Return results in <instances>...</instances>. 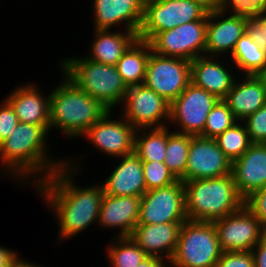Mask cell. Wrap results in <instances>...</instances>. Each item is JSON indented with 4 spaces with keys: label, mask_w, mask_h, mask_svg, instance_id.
<instances>
[{
    "label": "cell",
    "mask_w": 266,
    "mask_h": 267,
    "mask_svg": "<svg viewBox=\"0 0 266 267\" xmlns=\"http://www.w3.org/2000/svg\"><path fill=\"white\" fill-rule=\"evenodd\" d=\"M183 181L146 191L141 197L137 224H161L187 221Z\"/></svg>",
    "instance_id": "obj_12"
},
{
    "label": "cell",
    "mask_w": 266,
    "mask_h": 267,
    "mask_svg": "<svg viewBox=\"0 0 266 267\" xmlns=\"http://www.w3.org/2000/svg\"><path fill=\"white\" fill-rule=\"evenodd\" d=\"M247 33L257 45L266 48V12L253 14L247 19Z\"/></svg>",
    "instance_id": "obj_37"
},
{
    "label": "cell",
    "mask_w": 266,
    "mask_h": 267,
    "mask_svg": "<svg viewBox=\"0 0 266 267\" xmlns=\"http://www.w3.org/2000/svg\"><path fill=\"white\" fill-rule=\"evenodd\" d=\"M144 82L171 104L191 82V61L151 51Z\"/></svg>",
    "instance_id": "obj_9"
},
{
    "label": "cell",
    "mask_w": 266,
    "mask_h": 267,
    "mask_svg": "<svg viewBox=\"0 0 266 267\" xmlns=\"http://www.w3.org/2000/svg\"><path fill=\"white\" fill-rule=\"evenodd\" d=\"M192 135L171 132L167 127V146L164 163L177 179L185 176Z\"/></svg>",
    "instance_id": "obj_29"
},
{
    "label": "cell",
    "mask_w": 266,
    "mask_h": 267,
    "mask_svg": "<svg viewBox=\"0 0 266 267\" xmlns=\"http://www.w3.org/2000/svg\"><path fill=\"white\" fill-rule=\"evenodd\" d=\"M110 110L93 124L84 134L93 146L110 157H122L134 152L136 129L123 118L111 119ZM123 118V119H122Z\"/></svg>",
    "instance_id": "obj_16"
},
{
    "label": "cell",
    "mask_w": 266,
    "mask_h": 267,
    "mask_svg": "<svg viewBox=\"0 0 266 267\" xmlns=\"http://www.w3.org/2000/svg\"><path fill=\"white\" fill-rule=\"evenodd\" d=\"M12 267H41L36 264H32L31 262H27L26 260H23L19 258Z\"/></svg>",
    "instance_id": "obj_44"
},
{
    "label": "cell",
    "mask_w": 266,
    "mask_h": 267,
    "mask_svg": "<svg viewBox=\"0 0 266 267\" xmlns=\"http://www.w3.org/2000/svg\"><path fill=\"white\" fill-rule=\"evenodd\" d=\"M207 22L195 20L158 33L150 41L152 51L161 56L190 61L205 56Z\"/></svg>",
    "instance_id": "obj_11"
},
{
    "label": "cell",
    "mask_w": 266,
    "mask_h": 267,
    "mask_svg": "<svg viewBox=\"0 0 266 267\" xmlns=\"http://www.w3.org/2000/svg\"><path fill=\"white\" fill-rule=\"evenodd\" d=\"M56 87L50 92V129L56 127L69 138L84 136L108 111L65 76Z\"/></svg>",
    "instance_id": "obj_4"
},
{
    "label": "cell",
    "mask_w": 266,
    "mask_h": 267,
    "mask_svg": "<svg viewBox=\"0 0 266 267\" xmlns=\"http://www.w3.org/2000/svg\"><path fill=\"white\" fill-rule=\"evenodd\" d=\"M113 241L107 250L108 261L112 267H137L148 257L131 237H117L115 235Z\"/></svg>",
    "instance_id": "obj_30"
},
{
    "label": "cell",
    "mask_w": 266,
    "mask_h": 267,
    "mask_svg": "<svg viewBox=\"0 0 266 267\" xmlns=\"http://www.w3.org/2000/svg\"><path fill=\"white\" fill-rule=\"evenodd\" d=\"M237 122L238 120L234 117L228 105L223 100H219L209 112L201 136L215 139Z\"/></svg>",
    "instance_id": "obj_32"
},
{
    "label": "cell",
    "mask_w": 266,
    "mask_h": 267,
    "mask_svg": "<svg viewBox=\"0 0 266 267\" xmlns=\"http://www.w3.org/2000/svg\"><path fill=\"white\" fill-rule=\"evenodd\" d=\"M228 7L253 15L266 12V0H228Z\"/></svg>",
    "instance_id": "obj_39"
},
{
    "label": "cell",
    "mask_w": 266,
    "mask_h": 267,
    "mask_svg": "<svg viewBox=\"0 0 266 267\" xmlns=\"http://www.w3.org/2000/svg\"><path fill=\"white\" fill-rule=\"evenodd\" d=\"M241 123L238 121L215 138L218 147L231 162L240 158L252 144L244 123Z\"/></svg>",
    "instance_id": "obj_31"
},
{
    "label": "cell",
    "mask_w": 266,
    "mask_h": 267,
    "mask_svg": "<svg viewBox=\"0 0 266 267\" xmlns=\"http://www.w3.org/2000/svg\"><path fill=\"white\" fill-rule=\"evenodd\" d=\"M237 82L236 79L223 101L234 117L243 121L266 104V85L257 75H245L242 82Z\"/></svg>",
    "instance_id": "obj_24"
},
{
    "label": "cell",
    "mask_w": 266,
    "mask_h": 267,
    "mask_svg": "<svg viewBox=\"0 0 266 267\" xmlns=\"http://www.w3.org/2000/svg\"><path fill=\"white\" fill-rule=\"evenodd\" d=\"M119 158L122 159L120 163L102 183L104 194L142 197L147 191L142 160L134 152Z\"/></svg>",
    "instance_id": "obj_21"
},
{
    "label": "cell",
    "mask_w": 266,
    "mask_h": 267,
    "mask_svg": "<svg viewBox=\"0 0 266 267\" xmlns=\"http://www.w3.org/2000/svg\"><path fill=\"white\" fill-rule=\"evenodd\" d=\"M95 36L91 44V54L86 58L103 63L106 65L116 66L123 53L138 38L135 32L125 30V32H109V29H95Z\"/></svg>",
    "instance_id": "obj_25"
},
{
    "label": "cell",
    "mask_w": 266,
    "mask_h": 267,
    "mask_svg": "<svg viewBox=\"0 0 266 267\" xmlns=\"http://www.w3.org/2000/svg\"><path fill=\"white\" fill-rule=\"evenodd\" d=\"M151 51L150 42L137 38L123 53L116 64V68L125 84L145 80L146 67Z\"/></svg>",
    "instance_id": "obj_26"
},
{
    "label": "cell",
    "mask_w": 266,
    "mask_h": 267,
    "mask_svg": "<svg viewBox=\"0 0 266 267\" xmlns=\"http://www.w3.org/2000/svg\"><path fill=\"white\" fill-rule=\"evenodd\" d=\"M69 161L48 178L35 184L48 207L56 214L60 241L72 238L98 221L104 189L101 184L78 187L73 179L78 164ZM73 165V166H72ZM73 168V169H72ZM74 174V175H73ZM73 176V178H72Z\"/></svg>",
    "instance_id": "obj_1"
},
{
    "label": "cell",
    "mask_w": 266,
    "mask_h": 267,
    "mask_svg": "<svg viewBox=\"0 0 266 267\" xmlns=\"http://www.w3.org/2000/svg\"><path fill=\"white\" fill-rule=\"evenodd\" d=\"M231 57L241 74L257 75L266 62V48L257 45L246 32L237 41Z\"/></svg>",
    "instance_id": "obj_28"
},
{
    "label": "cell",
    "mask_w": 266,
    "mask_h": 267,
    "mask_svg": "<svg viewBox=\"0 0 266 267\" xmlns=\"http://www.w3.org/2000/svg\"><path fill=\"white\" fill-rule=\"evenodd\" d=\"M182 224H137L130 237L148 256L160 257L169 262L178 244Z\"/></svg>",
    "instance_id": "obj_20"
},
{
    "label": "cell",
    "mask_w": 266,
    "mask_h": 267,
    "mask_svg": "<svg viewBox=\"0 0 266 267\" xmlns=\"http://www.w3.org/2000/svg\"><path fill=\"white\" fill-rule=\"evenodd\" d=\"M0 107V144L8 138L12 131L16 128L19 120L11 107L5 100Z\"/></svg>",
    "instance_id": "obj_38"
},
{
    "label": "cell",
    "mask_w": 266,
    "mask_h": 267,
    "mask_svg": "<svg viewBox=\"0 0 266 267\" xmlns=\"http://www.w3.org/2000/svg\"><path fill=\"white\" fill-rule=\"evenodd\" d=\"M232 162L218 147L215 139L192 136L183 182L222 177L231 174Z\"/></svg>",
    "instance_id": "obj_15"
},
{
    "label": "cell",
    "mask_w": 266,
    "mask_h": 267,
    "mask_svg": "<svg viewBox=\"0 0 266 267\" xmlns=\"http://www.w3.org/2000/svg\"><path fill=\"white\" fill-rule=\"evenodd\" d=\"M228 10L231 14L226 16ZM250 16L229 7L208 13L205 56L215 57L216 55L217 57L228 51L232 54L237 41L247 32V19Z\"/></svg>",
    "instance_id": "obj_14"
},
{
    "label": "cell",
    "mask_w": 266,
    "mask_h": 267,
    "mask_svg": "<svg viewBox=\"0 0 266 267\" xmlns=\"http://www.w3.org/2000/svg\"><path fill=\"white\" fill-rule=\"evenodd\" d=\"M137 1L141 5V7L145 9L148 5L154 4L155 2H158L160 0H137Z\"/></svg>",
    "instance_id": "obj_45"
},
{
    "label": "cell",
    "mask_w": 266,
    "mask_h": 267,
    "mask_svg": "<svg viewBox=\"0 0 266 267\" xmlns=\"http://www.w3.org/2000/svg\"><path fill=\"white\" fill-rule=\"evenodd\" d=\"M255 260V267H266V235L251 251Z\"/></svg>",
    "instance_id": "obj_40"
},
{
    "label": "cell",
    "mask_w": 266,
    "mask_h": 267,
    "mask_svg": "<svg viewBox=\"0 0 266 267\" xmlns=\"http://www.w3.org/2000/svg\"><path fill=\"white\" fill-rule=\"evenodd\" d=\"M251 143L266 144V104L242 121Z\"/></svg>",
    "instance_id": "obj_34"
},
{
    "label": "cell",
    "mask_w": 266,
    "mask_h": 267,
    "mask_svg": "<svg viewBox=\"0 0 266 267\" xmlns=\"http://www.w3.org/2000/svg\"><path fill=\"white\" fill-rule=\"evenodd\" d=\"M208 13L219 11L228 7V0H193Z\"/></svg>",
    "instance_id": "obj_42"
},
{
    "label": "cell",
    "mask_w": 266,
    "mask_h": 267,
    "mask_svg": "<svg viewBox=\"0 0 266 267\" xmlns=\"http://www.w3.org/2000/svg\"><path fill=\"white\" fill-rule=\"evenodd\" d=\"M165 262L168 264L165 259L155 256H148L137 267H166L167 264Z\"/></svg>",
    "instance_id": "obj_43"
},
{
    "label": "cell",
    "mask_w": 266,
    "mask_h": 267,
    "mask_svg": "<svg viewBox=\"0 0 266 267\" xmlns=\"http://www.w3.org/2000/svg\"><path fill=\"white\" fill-rule=\"evenodd\" d=\"M188 220L214 222L244 206L232 174L183 182Z\"/></svg>",
    "instance_id": "obj_3"
},
{
    "label": "cell",
    "mask_w": 266,
    "mask_h": 267,
    "mask_svg": "<svg viewBox=\"0 0 266 267\" xmlns=\"http://www.w3.org/2000/svg\"><path fill=\"white\" fill-rule=\"evenodd\" d=\"M139 131H141L142 133L139 134ZM166 146L167 126L162 128L136 129L134 138V153L142 161L164 162L166 155Z\"/></svg>",
    "instance_id": "obj_27"
},
{
    "label": "cell",
    "mask_w": 266,
    "mask_h": 267,
    "mask_svg": "<svg viewBox=\"0 0 266 267\" xmlns=\"http://www.w3.org/2000/svg\"><path fill=\"white\" fill-rule=\"evenodd\" d=\"M257 76L265 83L266 85V62L264 64V67L261 69V71L257 74Z\"/></svg>",
    "instance_id": "obj_46"
},
{
    "label": "cell",
    "mask_w": 266,
    "mask_h": 267,
    "mask_svg": "<svg viewBox=\"0 0 266 267\" xmlns=\"http://www.w3.org/2000/svg\"><path fill=\"white\" fill-rule=\"evenodd\" d=\"M213 223L222 252L252 251L266 235V230L245 205Z\"/></svg>",
    "instance_id": "obj_13"
},
{
    "label": "cell",
    "mask_w": 266,
    "mask_h": 267,
    "mask_svg": "<svg viewBox=\"0 0 266 267\" xmlns=\"http://www.w3.org/2000/svg\"><path fill=\"white\" fill-rule=\"evenodd\" d=\"M222 250L213 222H183L171 267H216Z\"/></svg>",
    "instance_id": "obj_6"
},
{
    "label": "cell",
    "mask_w": 266,
    "mask_h": 267,
    "mask_svg": "<svg viewBox=\"0 0 266 267\" xmlns=\"http://www.w3.org/2000/svg\"><path fill=\"white\" fill-rule=\"evenodd\" d=\"M231 174L244 199L266 186V144L252 143L240 158L232 162Z\"/></svg>",
    "instance_id": "obj_17"
},
{
    "label": "cell",
    "mask_w": 266,
    "mask_h": 267,
    "mask_svg": "<svg viewBox=\"0 0 266 267\" xmlns=\"http://www.w3.org/2000/svg\"><path fill=\"white\" fill-rule=\"evenodd\" d=\"M195 20H208V12L193 0H160L144 9L138 38L150 42L160 32Z\"/></svg>",
    "instance_id": "obj_8"
},
{
    "label": "cell",
    "mask_w": 266,
    "mask_h": 267,
    "mask_svg": "<svg viewBox=\"0 0 266 267\" xmlns=\"http://www.w3.org/2000/svg\"><path fill=\"white\" fill-rule=\"evenodd\" d=\"M94 29H112L117 24L137 35L140 31L144 9L137 0H93ZM125 25H124V24Z\"/></svg>",
    "instance_id": "obj_19"
},
{
    "label": "cell",
    "mask_w": 266,
    "mask_h": 267,
    "mask_svg": "<svg viewBox=\"0 0 266 267\" xmlns=\"http://www.w3.org/2000/svg\"><path fill=\"white\" fill-rule=\"evenodd\" d=\"M142 169L147 191L168 186L178 180L164 162L142 161Z\"/></svg>",
    "instance_id": "obj_33"
},
{
    "label": "cell",
    "mask_w": 266,
    "mask_h": 267,
    "mask_svg": "<svg viewBox=\"0 0 266 267\" xmlns=\"http://www.w3.org/2000/svg\"><path fill=\"white\" fill-rule=\"evenodd\" d=\"M123 118L135 129L162 128L167 126L170 118V103L152 89L145 86L144 81L125 84ZM165 121V124L163 122Z\"/></svg>",
    "instance_id": "obj_7"
},
{
    "label": "cell",
    "mask_w": 266,
    "mask_h": 267,
    "mask_svg": "<svg viewBox=\"0 0 266 267\" xmlns=\"http://www.w3.org/2000/svg\"><path fill=\"white\" fill-rule=\"evenodd\" d=\"M61 61L64 76L107 110L112 111L114 106L121 104L125 83L116 66L99 63L83 56L64 58Z\"/></svg>",
    "instance_id": "obj_5"
},
{
    "label": "cell",
    "mask_w": 266,
    "mask_h": 267,
    "mask_svg": "<svg viewBox=\"0 0 266 267\" xmlns=\"http://www.w3.org/2000/svg\"><path fill=\"white\" fill-rule=\"evenodd\" d=\"M212 59V60H211ZM215 60V61H214ZM214 57L200 56L191 61V82L223 100L236 78Z\"/></svg>",
    "instance_id": "obj_23"
},
{
    "label": "cell",
    "mask_w": 266,
    "mask_h": 267,
    "mask_svg": "<svg viewBox=\"0 0 266 267\" xmlns=\"http://www.w3.org/2000/svg\"><path fill=\"white\" fill-rule=\"evenodd\" d=\"M244 205L266 230V186L252 192L244 199Z\"/></svg>",
    "instance_id": "obj_35"
},
{
    "label": "cell",
    "mask_w": 266,
    "mask_h": 267,
    "mask_svg": "<svg viewBox=\"0 0 266 267\" xmlns=\"http://www.w3.org/2000/svg\"><path fill=\"white\" fill-rule=\"evenodd\" d=\"M216 267H255L251 251L222 252Z\"/></svg>",
    "instance_id": "obj_36"
},
{
    "label": "cell",
    "mask_w": 266,
    "mask_h": 267,
    "mask_svg": "<svg viewBox=\"0 0 266 267\" xmlns=\"http://www.w3.org/2000/svg\"><path fill=\"white\" fill-rule=\"evenodd\" d=\"M141 197L103 194L98 214L101 227L119 229L117 237H130L139 220Z\"/></svg>",
    "instance_id": "obj_18"
},
{
    "label": "cell",
    "mask_w": 266,
    "mask_h": 267,
    "mask_svg": "<svg viewBox=\"0 0 266 267\" xmlns=\"http://www.w3.org/2000/svg\"><path fill=\"white\" fill-rule=\"evenodd\" d=\"M219 99L190 82L187 88L170 104V118L177 124L178 133L201 136L207 116Z\"/></svg>",
    "instance_id": "obj_10"
},
{
    "label": "cell",
    "mask_w": 266,
    "mask_h": 267,
    "mask_svg": "<svg viewBox=\"0 0 266 267\" xmlns=\"http://www.w3.org/2000/svg\"><path fill=\"white\" fill-rule=\"evenodd\" d=\"M49 132L50 125L19 122L11 135L0 144V164L5 167L2 170L6 169L4 173L7 172L6 175L9 174L13 179L18 177L17 181L24 180L23 182L28 177H35L33 182L35 186L58 168L63 167L67 159L55 161L47 154L46 138Z\"/></svg>",
    "instance_id": "obj_2"
},
{
    "label": "cell",
    "mask_w": 266,
    "mask_h": 267,
    "mask_svg": "<svg viewBox=\"0 0 266 267\" xmlns=\"http://www.w3.org/2000/svg\"><path fill=\"white\" fill-rule=\"evenodd\" d=\"M35 86L24 84L18 89L16 87L5 100L13 108L19 122L50 125V94L43 95Z\"/></svg>",
    "instance_id": "obj_22"
},
{
    "label": "cell",
    "mask_w": 266,
    "mask_h": 267,
    "mask_svg": "<svg viewBox=\"0 0 266 267\" xmlns=\"http://www.w3.org/2000/svg\"><path fill=\"white\" fill-rule=\"evenodd\" d=\"M18 252L0 246V267H12V265L20 258Z\"/></svg>",
    "instance_id": "obj_41"
}]
</instances>
